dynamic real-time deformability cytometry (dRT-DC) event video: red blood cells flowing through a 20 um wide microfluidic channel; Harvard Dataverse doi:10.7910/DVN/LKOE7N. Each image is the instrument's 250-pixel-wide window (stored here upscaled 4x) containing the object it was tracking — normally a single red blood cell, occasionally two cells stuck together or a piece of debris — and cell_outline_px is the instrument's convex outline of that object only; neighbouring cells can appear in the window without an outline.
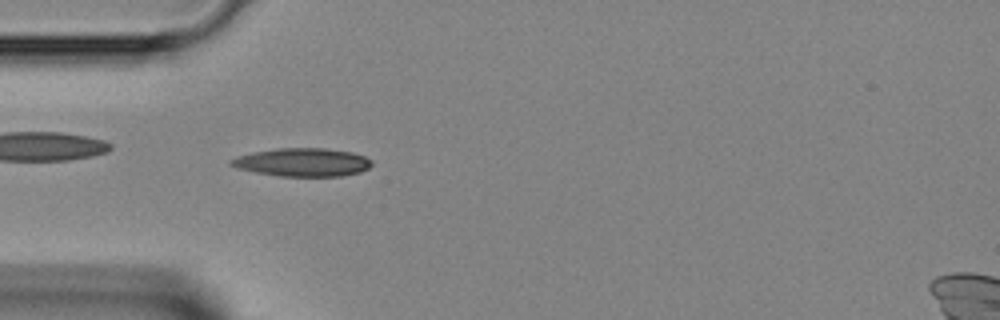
{"species": "Egyptian fruit bat (a non-hibernating species)", "species_latin": "Rousettus aegyptiacus", "temperature_condition": "room temperature", "stored_images_in_passage": 33, "camera_frame_rate_fps": 3000, "um_per_image_px": 0.085, "animal": {"sex": "female"}, "frame": {"image": 1, "passage_image": 2, "time_ms": 0.333, "image_size_px": [1000, 320], "cell_outline_px": [[372, 164], [368, 168], [360, 172], [344, 176], [280, 176], [256, 172], [236, 168], [228, 164], [228, 160], [236, 156], [252, 152], [276, 148], [324, 148], [352, 152], [364, 156], [372, 160]], "centroid_in_image_um": [25.68, 13.79], "position_along_channel_um": 59.3, "area_um2": 23.35}}
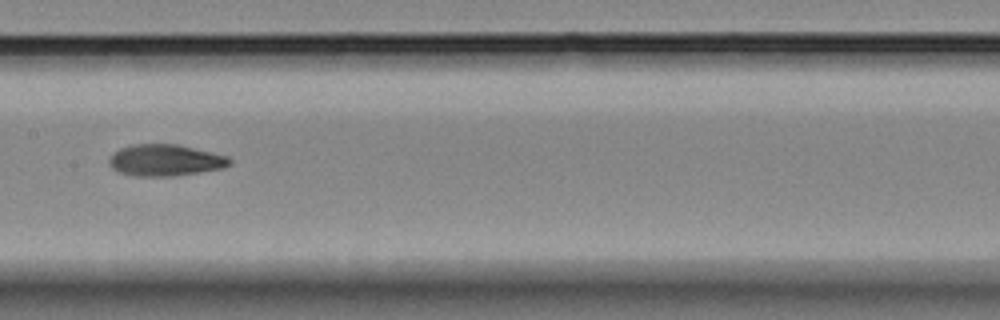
{"frame": {"image": 2, "passage_image": 11, "time_ms": 3.333, "image_size_px": [1000, 320], "cell_outline_px": [[232, 164], [224, 168], [176, 176], [136, 176], [116, 172], [108, 164], [108, 160], [112, 152], [120, 148], [132, 144], [176, 144], [212, 152], [228, 156], [232, 160]], "centroid_in_image_um": [14.03, 13.62], "position_along_channel_um": 193.4, "area_um2": 22.48}}
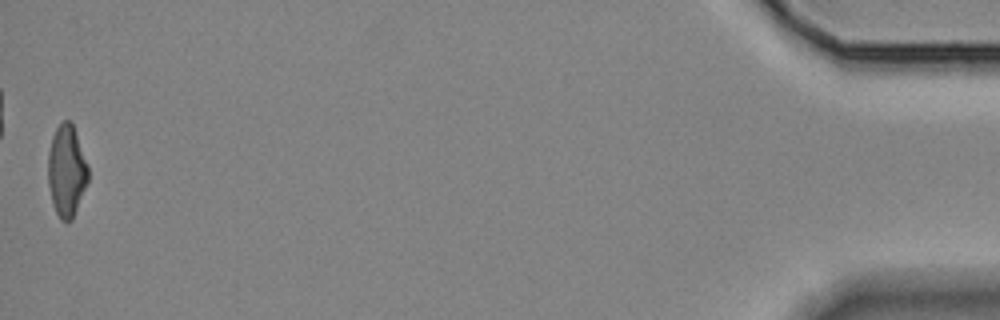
{"frame": {"image": 3, "passage_image": 33, "time_ms": 10.667, "image_size_px": [1000, 320], "cell_outline_px": [[88, 180], [72, 220], [60, 220], [52, 204], [48, 184], [48, 152], [52, 136], [56, 128], [64, 120], [68, 120], [72, 124], [88, 164]], "centroid_in_image_um": [5.64, 14.53], "position_along_channel_um": 429.6, "area_um2": 21.27}}